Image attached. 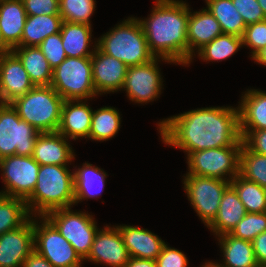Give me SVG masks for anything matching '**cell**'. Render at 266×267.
<instances>
[{
	"label": "cell",
	"mask_w": 266,
	"mask_h": 267,
	"mask_svg": "<svg viewBox=\"0 0 266 267\" xmlns=\"http://www.w3.org/2000/svg\"><path fill=\"white\" fill-rule=\"evenodd\" d=\"M164 144L186 155L203 149L236 145L242 138L238 107L217 106L189 110L157 123Z\"/></svg>",
	"instance_id": "1"
},
{
	"label": "cell",
	"mask_w": 266,
	"mask_h": 267,
	"mask_svg": "<svg viewBox=\"0 0 266 267\" xmlns=\"http://www.w3.org/2000/svg\"><path fill=\"white\" fill-rule=\"evenodd\" d=\"M188 17L189 5L183 0H156L151 14L138 18L155 57L188 66Z\"/></svg>",
	"instance_id": "2"
},
{
	"label": "cell",
	"mask_w": 266,
	"mask_h": 267,
	"mask_svg": "<svg viewBox=\"0 0 266 267\" xmlns=\"http://www.w3.org/2000/svg\"><path fill=\"white\" fill-rule=\"evenodd\" d=\"M68 166L40 165L37 183L25 200L29 214L45 216L47 213L74 205V172Z\"/></svg>",
	"instance_id": "3"
},
{
	"label": "cell",
	"mask_w": 266,
	"mask_h": 267,
	"mask_svg": "<svg viewBox=\"0 0 266 267\" xmlns=\"http://www.w3.org/2000/svg\"><path fill=\"white\" fill-rule=\"evenodd\" d=\"M97 48L128 67L150 62V52L142 26L136 17H127L97 39Z\"/></svg>",
	"instance_id": "4"
},
{
	"label": "cell",
	"mask_w": 266,
	"mask_h": 267,
	"mask_svg": "<svg viewBox=\"0 0 266 267\" xmlns=\"http://www.w3.org/2000/svg\"><path fill=\"white\" fill-rule=\"evenodd\" d=\"M64 99L50 86H34L11 105L40 133L58 131Z\"/></svg>",
	"instance_id": "5"
},
{
	"label": "cell",
	"mask_w": 266,
	"mask_h": 267,
	"mask_svg": "<svg viewBox=\"0 0 266 267\" xmlns=\"http://www.w3.org/2000/svg\"><path fill=\"white\" fill-rule=\"evenodd\" d=\"M50 86L64 100H91L97 97L91 57H67L53 69Z\"/></svg>",
	"instance_id": "6"
},
{
	"label": "cell",
	"mask_w": 266,
	"mask_h": 267,
	"mask_svg": "<svg viewBox=\"0 0 266 267\" xmlns=\"http://www.w3.org/2000/svg\"><path fill=\"white\" fill-rule=\"evenodd\" d=\"M243 140L228 147L203 149L187 155L185 175L214 177L231 182L239 175L240 152Z\"/></svg>",
	"instance_id": "7"
},
{
	"label": "cell",
	"mask_w": 266,
	"mask_h": 267,
	"mask_svg": "<svg viewBox=\"0 0 266 267\" xmlns=\"http://www.w3.org/2000/svg\"><path fill=\"white\" fill-rule=\"evenodd\" d=\"M73 211L72 207L56 209L47 213L45 217L84 260L90 252L99 228L93 215L86 211Z\"/></svg>",
	"instance_id": "8"
},
{
	"label": "cell",
	"mask_w": 266,
	"mask_h": 267,
	"mask_svg": "<svg viewBox=\"0 0 266 267\" xmlns=\"http://www.w3.org/2000/svg\"><path fill=\"white\" fill-rule=\"evenodd\" d=\"M39 134L19 117L11 104L0 103V159L12 155L32 156Z\"/></svg>",
	"instance_id": "9"
},
{
	"label": "cell",
	"mask_w": 266,
	"mask_h": 267,
	"mask_svg": "<svg viewBox=\"0 0 266 267\" xmlns=\"http://www.w3.org/2000/svg\"><path fill=\"white\" fill-rule=\"evenodd\" d=\"M33 230L34 250L54 267H82L84 260L45 216L33 217Z\"/></svg>",
	"instance_id": "10"
},
{
	"label": "cell",
	"mask_w": 266,
	"mask_h": 267,
	"mask_svg": "<svg viewBox=\"0 0 266 267\" xmlns=\"http://www.w3.org/2000/svg\"><path fill=\"white\" fill-rule=\"evenodd\" d=\"M183 181L191 206L207 227L217 216L220 201L230 182L197 175H184Z\"/></svg>",
	"instance_id": "11"
},
{
	"label": "cell",
	"mask_w": 266,
	"mask_h": 267,
	"mask_svg": "<svg viewBox=\"0 0 266 267\" xmlns=\"http://www.w3.org/2000/svg\"><path fill=\"white\" fill-rule=\"evenodd\" d=\"M39 168L40 165L32 156L12 155L2 158L1 179L6 188L0 194L26 200L36 186Z\"/></svg>",
	"instance_id": "12"
},
{
	"label": "cell",
	"mask_w": 266,
	"mask_h": 267,
	"mask_svg": "<svg viewBox=\"0 0 266 267\" xmlns=\"http://www.w3.org/2000/svg\"><path fill=\"white\" fill-rule=\"evenodd\" d=\"M160 59L163 62L173 63L170 60L155 57L148 63L127 68L122 90L126 91L129 100L144 105L159 98L164 82L158 65Z\"/></svg>",
	"instance_id": "13"
},
{
	"label": "cell",
	"mask_w": 266,
	"mask_h": 267,
	"mask_svg": "<svg viewBox=\"0 0 266 267\" xmlns=\"http://www.w3.org/2000/svg\"><path fill=\"white\" fill-rule=\"evenodd\" d=\"M130 256L116 225L98 229L88 256L84 259L94 264L125 267Z\"/></svg>",
	"instance_id": "14"
},
{
	"label": "cell",
	"mask_w": 266,
	"mask_h": 267,
	"mask_svg": "<svg viewBox=\"0 0 266 267\" xmlns=\"http://www.w3.org/2000/svg\"><path fill=\"white\" fill-rule=\"evenodd\" d=\"M34 250L33 217L22 226L0 235V267H22Z\"/></svg>",
	"instance_id": "15"
},
{
	"label": "cell",
	"mask_w": 266,
	"mask_h": 267,
	"mask_svg": "<svg viewBox=\"0 0 266 267\" xmlns=\"http://www.w3.org/2000/svg\"><path fill=\"white\" fill-rule=\"evenodd\" d=\"M33 87L22 62L13 52L0 58V103L11 104Z\"/></svg>",
	"instance_id": "16"
},
{
	"label": "cell",
	"mask_w": 266,
	"mask_h": 267,
	"mask_svg": "<svg viewBox=\"0 0 266 267\" xmlns=\"http://www.w3.org/2000/svg\"><path fill=\"white\" fill-rule=\"evenodd\" d=\"M93 85L97 95L121 91L128 66L101 52L97 47L91 56Z\"/></svg>",
	"instance_id": "17"
},
{
	"label": "cell",
	"mask_w": 266,
	"mask_h": 267,
	"mask_svg": "<svg viewBox=\"0 0 266 267\" xmlns=\"http://www.w3.org/2000/svg\"><path fill=\"white\" fill-rule=\"evenodd\" d=\"M32 157L39 165L69 166L75 153L68 139L58 131L45 132L38 135Z\"/></svg>",
	"instance_id": "18"
},
{
	"label": "cell",
	"mask_w": 266,
	"mask_h": 267,
	"mask_svg": "<svg viewBox=\"0 0 266 267\" xmlns=\"http://www.w3.org/2000/svg\"><path fill=\"white\" fill-rule=\"evenodd\" d=\"M222 34L220 23L207 8L194 12H191L189 8L187 23L188 65L191 64L193 57L196 56V50L198 51Z\"/></svg>",
	"instance_id": "19"
},
{
	"label": "cell",
	"mask_w": 266,
	"mask_h": 267,
	"mask_svg": "<svg viewBox=\"0 0 266 267\" xmlns=\"http://www.w3.org/2000/svg\"><path fill=\"white\" fill-rule=\"evenodd\" d=\"M87 100H64L58 132L68 140L89 139L93 109Z\"/></svg>",
	"instance_id": "20"
},
{
	"label": "cell",
	"mask_w": 266,
	"mask_h": 267,
	"mask_svg": "<svg viewBox=\"0 0 266 267\" xmlns=\"http://www.w3.org/2000/svg\"><path fill=\"white\" fill-rule=\"evenodd\" d=\"M130 257L156 260L166 244L158 235L139 226L117 225Z\"/></svg>",
	"instance_id": "21"
},
{
	"label": "cell",
	"mask_w": 266,
	"mask_h": 267,
	"mask_svg": "<svg viewBox=\"0 0 266 267\" xmlns=\"http://www.w3.org/2000/svg\"><path fill=\"white\" fill-rule=\"evenodd\" d=\"M26 19L22 0H0V33L11 49L21 47Z\"/></svg>",
	"instance_id": "22"
},
{
	"label": "cell",
	"mask_w": 266,
	"mask_h": 267,
	"mask_svg": "<svg viewBox=\"0 0 266 267\" xmlns=\"http://www.w3.org/2000/svg\"><path fill=\"white\" fill-rule=\"evenodd\" d=\"M246 214L245 206L235 189L230 185L222 196L217 216L207 228L217 238L222 234L230 233Z\"/></svg>",
	"instance_id": "23"
},
{
	"label": "cell",
	"mask_w": 266,
	"mask_h": 267,
	"mask_svg": "<svg viewBox=\"0 0 266 267\" xmlns=\"http://www.w3.org/2000/svg\"><path fill=\"white\" fill-rule=\"evenodd\" d=\"M238 103L240 130L266 129L265 91L247 89Z\"/></svg>",
	"instance_id": "24"
},
{
	"label": "cell",
	"mask_w": 266,
	"mask_h": 267,
	"mask_svg": "<svg viewBox=\"0 0 266 267\" xmlns=\"http://www.w3.org/2000/svg\"><path fill=\"white\" fill-rule=\"evenodd\" d=\"M74 168V205L89 198L96 199L101 196L105 187L106 172L98 166L88 162L82 167Z\"/></svg>",
	"instance_id": "25"
},
{
	"label": "cell",
	"mask_w": 266,
	"mask_h": 267,
	"mask_svg": "<svg viewBox=\"0 0 266 267\" xmlns=\"http://www.w3.org/2000/svg\"><path fill=\"white\" fill-rule=\"evenodd\" d=\"M92 26L80 23L62 22L60 34L67 57H91L96 50L92 39ZM92 42V43H91ZM94 47L90 49V47Z\"/></svg>",
	"instance_id": "26"
},
{
	"label": "cell",
	"mask_w": 266,
	"mask_h": 267,
	"mask_svg": "<svg viewBox=\"0 0 266 267\" xmlns=\"http://www.w3.org/2000/svg\"><path fill=\"white\" fill-rule=\"evenodd\" d=\"M12 52L22 62L34 86H48L51 84L53 69L38 46L15 47Z\"/></svg>",
	"instance_id": "27"
},
{
	"label": "cell",
	"mask_w": 266,
	"mask_h": 267,
	"mask_svg": "<svg viewBox=\"0 0 266 267\" xmlns=\"http://www.w3.org/2000/svg\"><path fill=\"white\" fill-rule=\"evenodd\" d=\"M220 251L223 253L221 264L225 267H255L257 265L253 244L238 239L229 233L218 236Z\"/></svg>",
	"instance_id": "28"
},
{
	"label": "cell",
	"mask_w": 266,
	"mask_h": 267,
	"mask_svg": "<svg viewBox=\"0 0 266 267\" xmlns=\"http://www.w3.org/2000/svg\"><path fill=\"white\" fill-rule=\"evenodd\" d=\"M62 22L60 15H27L21 46H39L45 38L60 32Z\"/></svg>",
	"instance_id": "29"
},
{
	"label": "cell",
	"mask_w": 266,
	"mask_h": 267,
	"mask_svg": "<svg viewBox=\"0 0 266 267\" xmlns=\"http://www.w3.org/2000/svg\"><path fill=\"white\" fill-rule=\"evenodd\" d=\"M206 8L220 23L223 34L243 36L246 25L232 0H205Z\"/></svg>",
	"instance_id": "30"
},
{
	"label": "cell",
	"mask_w": 266,
	"mask_h": 267,
	"mask_svg": "<svg viewBox=\"0 0 266 267\" xmlns=\"http://www.w3.org/2000/svg\"><path fill=\"white\" fill-rule=\"evenodd\" d=\"M121 118L119 110L110 106L94 110L89 139L103 142L113 138L120 130Z\"/></svg>",
	"instance_id": "31"
},
{
	"label": "cell",
	"mask_w": 266,
	"mask_h": 267,
	"mask_svg": "<svg viewBox=\"0 0 266 267\" xmlns=\"http://www.w3.org/2000/svg\"><path fill=\"white\" fill-rule=\"evenodd\" d=\"M30 217L25 200L0 194V235L19 228Z\"/></svg>",
	"instance_id": "32"
},
{
	"label": "cell",
	"mask_w": 266,
	"mask_h": 267,
	"mask_svg": "<svg viewBox=\"0 0 266 267\" xmlns=\"http://www.w3.org/2000/svg\"><path fill=\"white\" fill-rule=\"evenodd\" d=\"M242 47V37L233 34H222L204 45L195 54H198L197 56L203 61L218 62L232 57Z\"/></svg>",
	"instance_id": "33"
},
{
	"label": "cell",
	"mask_w": 266,
	"mask_h": 267,
	"mask_svg": "<svg viewBox=\"0 0 266 267\" xmlns=\"http://www.w3.org/2000/svg\"><path fill=\"white\" fill-rule=\"evenodd\" d=\"M249 213L266 212V189L237 175L230 182Z\"/></svg>",
	"instance_id": "34"
},
{
	"label": "cell",
	"mask_w": 266,
	"mask_h": 267,
	"mask_svg": "<svg viewBox=\"0 0 266 267\" xmlns=\"http://www.w3.org/2000/svg\"><path fill=\"white\" fill-rule=\"evenodd\" d=\"M239 175L266 189V156L255 153L242 144Z\"/></svg>",
	"instance_id": "35"
},
{
	"label": "cell",
	"mask_w": 266,
	"mask_h": 267,
	"mask_svg": "<svg viewBox=\"0 0 266 267\" xmlns=\"http://www.w3.org/2000/svg\"><path fill=\"white\" fill-rule=\"evenodd\" d=\"M96 0H59V14L63 22L92 26L90 18L96 8Z\"/></svg>",
	"instance_id": "36"
},
{
	"label": "cell",
	"mask_w": 266,
	"mask_h": 267,
	"mask_svg": "<svg viewBox=\"0 0 266 267\" xmlns=\"http://www.w3.org/2000/svg\"><path fill=\"white\" fill-rule=\"evenodd\" d=\"M266 231V212L249 213L242 218L229 233L238 239L252 242L256 236Z\"/></svg>",
	"instance_id": "37"
},
{
	"label": "cell",
	"mask_w": 266,
	"mask_h": 267,
	"mask_svg": "<svg viewBox=\"0 0 266 267\" xmlns=\"http://www.w3.org/2000/svg\"><path fill=\"white\" fill-rule=\"evenodd\" d=\"M243 47L251 49V58L266 47V20L246 25L242 36Z\"/></svg>",
	"instance_id": "38"
},
{
	"label": "cell",
	"mask_w": 266,
	"mask_h": 267,
	"mask_svg": "<svg viewBox=\"0 0 266 267\" xmlns=\"http://www.w3.org/2000/svg\"><path fill=\"white\" fill-rule=\"evenodd\" d=\"M38 47L41 49L52 69H55L67 58L62 45L60 32L45 38Z\"/></svg>",
	"instance_id": "39"
},
{
	"label": "cell",
	"mask_w": 266,
	"mask_h": 267,
	"mask_svg": "<svg viewBox=\"0 0 266 267\" xmlns=\"http://www.w3.org/2000/svg\"><path fill=\"white\" fill-rule=\"evenodd\" d=\"M236 10L243 17L245 25L266 20L257 0H232Z\"/></svg>",
	"instance_id": "40"
},
{
	"label": "cell",
	"mask_w": 266,
	"mask_h": 267,
	"mask_svg": "<svg viewBox=\"0 0 266 267\" xmlns=\"http://www.w3.org/2000/svg\"><path fill=\"white\" fill-rule=\"evenodd\" d=\"M157 267H188V258L186 255L174 247L165 244L161 253L155 260Z\"/></svg>",
	"instance_id": "41"
},
{
	"label": "cell",
	"mask_w": 266,
	"mask_h": 267,
	"mask_svg": "<svg viewBox=\"0 0 266 267\" xmlns=\"http://www.w3.org/2000/svg\"><path fill=\"white\" fill-rule=\"evenodd\" d=\"M26 14L34 15H60L59 0H22Z\"/></svg>",
	"instance_id": "42"
},
{
	"label": "cell",
	"mask_w": 266,
	"mask_h": 267,
	"mask_svg": "<svg viewBox=\"0 0 266 267\" xmlns=\"http://www.w3.org/2000/svg\"><path fill=\"white\" fill-rule=\"evenodd\" d=\"M243 144L251 151L266 156V129L240 130Z\"/></svg>",
	"instance_id": "43"
},
{
	"label": "cell",
	"mask_w": 266,
	"mask_h": 267,
	"mask_svg": "<svg viewBox=\"0 0 266 267\" xmlns=\"http://www.w3.org/2000/svg\"><path fill=\"white\" fill-rule=\"evenodd\" d=\"M252 244L257 264L266 265V231L256 236Z\"/></svg>",
	"instance_id": "44"
},
{
	"label": "cell",
	"mask_w": 266,
	"mask_h": 267,
	"mask_svg": "<svg viewBox=\"0 0 266 267\" xmlns=\"http://www.w3.org/2000/svg\"><path fill=\"white\" fill-rule=\"evenodd\" d=\"M22 267H54L47 259L33 250L23 263Z\"/></svg>",
	"instance_id": "45"
},
{
	"label": "cell",
	"mask_w": 266,
	"mask_h": 267,
	"mask_svg": "<svg viewBox=\"0 0 266 267\" xmlns=\"http://www.w3.org/2000/svg\"><path fill=\"white\" fill-rule=\"evenodd\" d=\"M125 267H157L155 260L130 257Z\"/></svg>",
	"instance_id": "46"
},
{
	"label": "cell",
	"mask_w": 266,
	"mask_h": 267,
	"mask_svg": "<svg viewBox=\"0 0 266 267\" xmlns=\"http://www.w3.org/2000/svg\"><path fill=\"white\" fill-rule=\"evenodd\" d=\"M252 59L254 60V62H256L257 64L266 66V47L261 49L260 51H258L253 57Z\"/></svg>",
	"instance_id": "47"
},
{
	"label": "cell",
	"mask_w": 266,
	"mask_h": 267,
	"mask_svg": "<svg viewBox=\"0 0 266 267\" xmlns=\"http://www.w3.org/2000/svg\"><path fill=\"white\" fill-rule=\"evenodd\" d=\"M10 52H12V49L5 43L0 33V58Z\"/></svg>",
	"instance_id": "48"
},
{
	"label": "cell",
	"mask_w": 266,
	"mask_h": 267,
	"mask_svg": "<svg viewBox=\"0 0 266 267\" xmlns=\"http://www.w3.org/2000/svg\"><path fill=\"white\" fill-rule=\"evenodd\" d=\"M201 267H225V266H223L221 263H218V262L208 261V262H205L204 265H202Z\"/></svg>",
	"instance_id": "49"
},
{
	"label": "cell",
	"mask_w": 266,
	"mask_h": 267,
	"mask_svg": "<svg viewBox=\"0 0 266 267\" xmlns=\"http://www.w3.org/2000/svg\"><path fill=\"white\" fill-rule=\"evenodd\" d=\"M260 7L262 8L263 13L266 16V0H257Z\"/></svg>",
	"instance_id": "50"
},
{
	"label": "cell",
	"mask_w": 266,
	"mask_h": 267,
	"mask_svg": "<svg viewBox=\"0 0 266 267\" xmlns=\"http://www.w3.org/2000/svg\"><path fill=\"white\" fill-rule=\"evenodd\" d=\"M255 267H266V265H259V264H257Z\"/></svg>",
	"instance_id": "51"
}]
</instances>
